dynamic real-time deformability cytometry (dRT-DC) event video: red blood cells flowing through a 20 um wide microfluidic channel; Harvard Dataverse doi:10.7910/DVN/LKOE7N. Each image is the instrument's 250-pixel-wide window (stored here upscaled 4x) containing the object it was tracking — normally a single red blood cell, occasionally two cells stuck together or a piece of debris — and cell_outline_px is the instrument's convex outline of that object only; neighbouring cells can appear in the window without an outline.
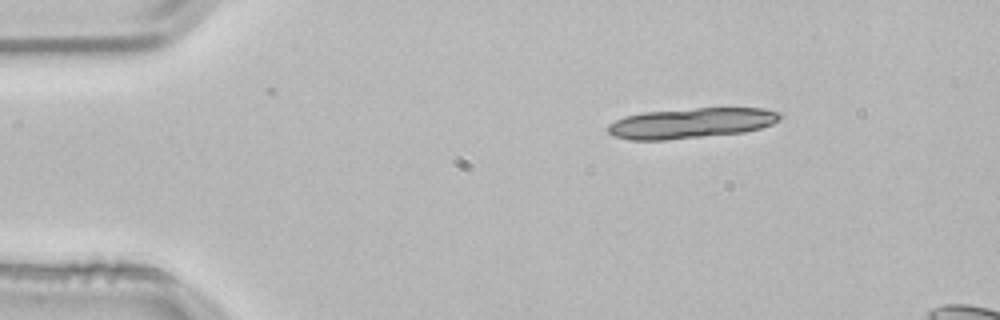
{"species": "common noctule bat (a hibernating species)", "species_latin": "Nyctalus noctula", "temperature_condition": "room temperature", "stored_images_in_passage": 3, "camera_frame_rate_fps": 3000, "um_per_image_px": 0.085, "animal": {"sex": "male", "body_mass_g": 21.5, "forearm_length_mm": 52.0}, "frame": {"image": 1, "passage_image": 1, "time_ms": 0.0, "image_size_px": [1000, 320], "cell_outline_px": [[780, 120], [772, 124], [760, 128], [744, 132], [664, 140], [628, 140], [612, 136], [608, 132], [608, 124], [624, 116], [644, 112], [696, 108], [764, 108], [780, 112]], "centroid_in_image_um": [58.73, 10.46], "position_along_channel_um": 26.3, "area_um2": 30.4}}